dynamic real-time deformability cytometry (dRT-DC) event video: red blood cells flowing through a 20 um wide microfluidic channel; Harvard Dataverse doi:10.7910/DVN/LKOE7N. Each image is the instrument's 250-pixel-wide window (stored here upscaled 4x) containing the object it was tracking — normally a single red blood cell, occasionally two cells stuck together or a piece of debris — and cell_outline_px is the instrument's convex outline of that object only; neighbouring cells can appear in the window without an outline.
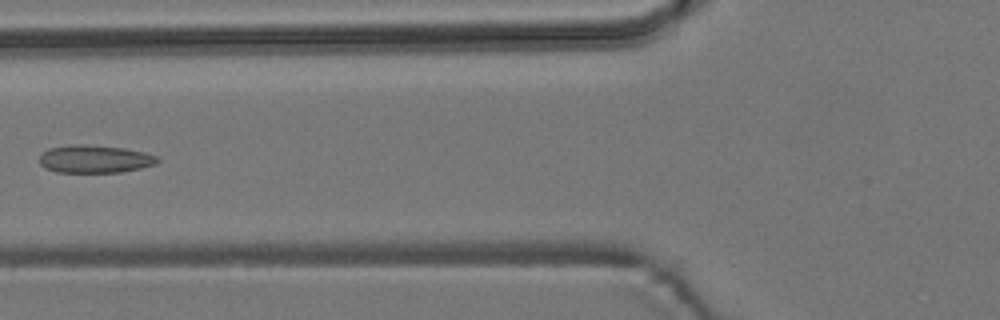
{"species": "common noctule bat (a hibernating species)", "species_latin": "Nyctalus noctula", "temperature_condition": "room temperature", "stored_images_in_passage": 4, "camera_frame_rate_fps": 3000, "um_per_image_px": 0.085, "animal": {"sex": "male", "body_mass_g": 19.2, "forearm_length_mm": 51.8}, "frame": {"image": 1, "passage_image": 3, "time_ms": 2.333, "image_size_px": [1000, 320], "cell_outline_px": [[160, 160], [156, 164], [140, 168], [120, 172], [56, 172], [44, 168], [40, 164], [40, 152], [48, 148], [72, 144], [88, 144], [124, 148], [144, 152], [156, 156]], "centroid_in_image_um": [8.01, 13.5], "position_along_channel_um": 117.8, "area_um2": 19.31}}
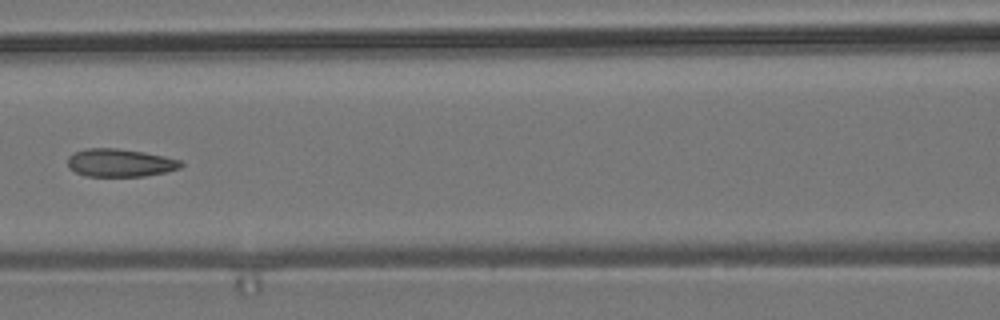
{"frame": {"image": 2, "passage_image": 4, "time_ms": 3.333, "image_size_px": [1000, 320], "cell_outline_px": [[184, 164], [180, 168], [164, 172], [144, 176], [88, 176], [76, 172], [68, 168], [68, 156], [76, 152], [88, 148], [116, 148], [144, 152], [164, 156], [180, 160]], "centroid_in_image_um": [10.2, 13.83], "position_along_channel_um": 156.4, "area_um2": 18.32}}